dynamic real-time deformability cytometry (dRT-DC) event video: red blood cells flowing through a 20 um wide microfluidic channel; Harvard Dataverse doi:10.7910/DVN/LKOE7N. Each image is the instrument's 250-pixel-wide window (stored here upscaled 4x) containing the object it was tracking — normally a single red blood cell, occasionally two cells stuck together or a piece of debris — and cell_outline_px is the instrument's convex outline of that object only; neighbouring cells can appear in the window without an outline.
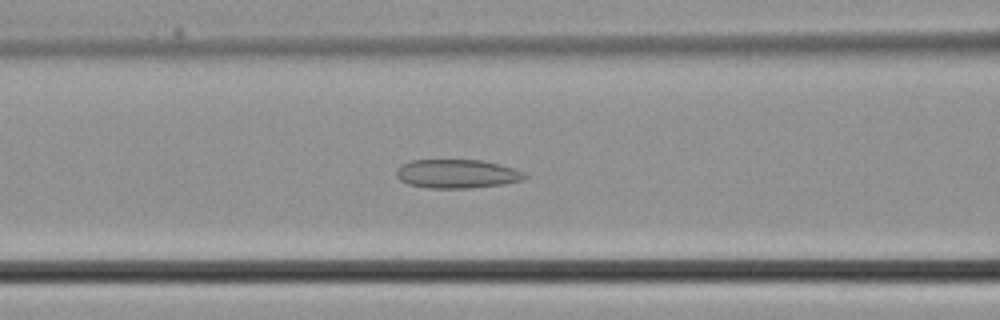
{"species": "common noctule bat (a hibernating species)", "species_latin": "Nyctalus noctula", "temperature_condition": "cold", "stored_images_in_passage": 33, "camera_frame_rate_fps": 3000, "um_per_image_px": 0.085, "animal": {"sex": "male", "body_mass_g": 21.5, "forearm_length_mm": 52.0}, "frame": {"image": 1, "passage_image": 11, "time_ms": 3.333, "image_size_px": [1000, 320], "cell_outline_px": [[528, 176], [524, 180], [504, 184], [468, 188], [428, 188], [408, 184], [400, 180], [396, 176], [396, 168], [400, 164], [412, 160], [480, 160], [500, 164], [524, 172]], "centroid_in_image_um": [38.82, 14.77], "position_along_channel_um": 127.8, "area_um2": 21.68}}
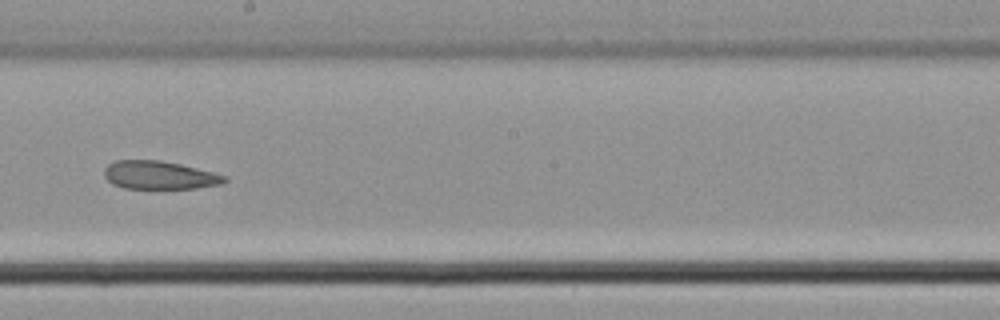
{"frame": {"image": 2, "passage_image": 17, "time_ms": 5.333, "image_size_px": [1000, 320], "cell_outline_px": [[228, 180], [224, 184], [196, 188], [124, 188], [112, 184], [104, 176], [104, 168], [108, 164], [116, 160], [160, 160], [180, 164], [228, 176]], "centroid_in_image_um": [13.56, 14.89], "position_along_channel_um": 234.6, "area_um2": 19.83}}
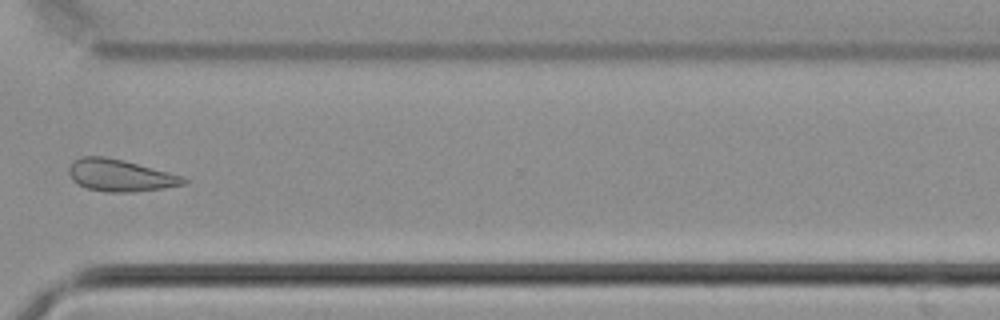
{"frame": {"image": 3, "passage_image": 24, "time_ms": 7.667, "image_size_px": [1000, 320], "cell_outline_px": [[188, 180], [184, 184], [164, 188], [136, 192], [104, 192], [88, 188], [72, 180], [68, 172], [68, 168], [72, 160], [80, 156], [104, 156], [124, 160], [184, 176]], "centroid_in_image_um": [10.2, 14.9], "position_along_channel_um": 360.4, "area_um2": 21.56}}